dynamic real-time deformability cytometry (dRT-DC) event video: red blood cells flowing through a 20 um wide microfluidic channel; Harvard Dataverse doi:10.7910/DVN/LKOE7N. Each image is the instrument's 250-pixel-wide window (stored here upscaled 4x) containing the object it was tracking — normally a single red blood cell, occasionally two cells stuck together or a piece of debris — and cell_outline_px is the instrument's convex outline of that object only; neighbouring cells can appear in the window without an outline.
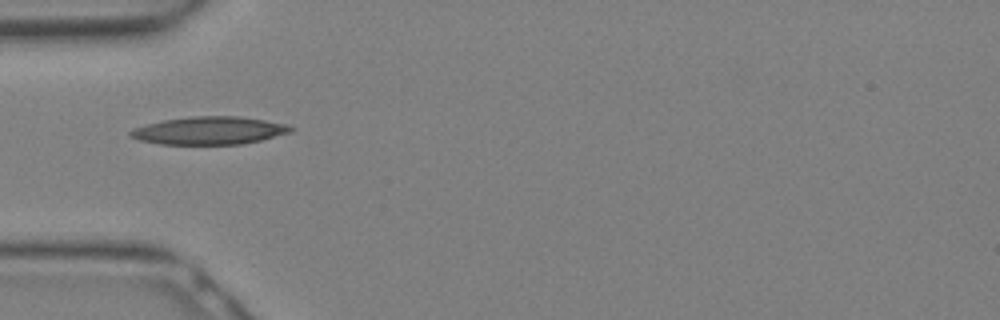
{"species": "Egyptian fruit bat (a non-hibernating species)", "species_latin": "Rousettus aegyptiacus", "temperature_condition": "warm", "stored_images_in_passage": 4, "camera_frame_rate_fps": 3000, "um_per_image_px": 0.085, "animal": {"sex": "female"}, "frame": {"image": 1, "passage_image": 1, "time_ms": 0.0, "image_size_px": [1000, 320], "cell_outline_px": [[296, 128], [292, 132], [244, 144], [160, 144], [136, 140], [128, 136], [128, 132], [132, 128], [164, 120], [192, 116], [240, 116], [288, 124]], "centroid_in_image_um": [17.79, 11.1], "position_along_channel_um": 67.2, "area_um2": 26.18}}
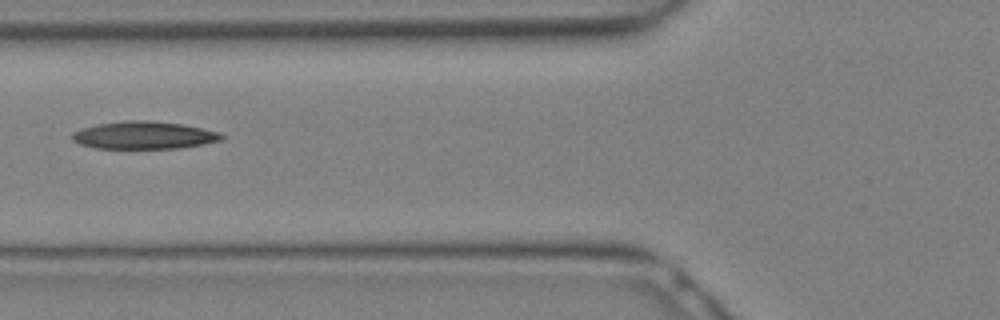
{"frame": {"image": 2, "passage_image": 3, "time_ms": 0.667, "image_size_px": [1000, 320], "cell_outline_px": [[224, 140], [204, 144], [180, 148], [96, 148], [80, 144], [72, 140], [72, 132], [80, 128], [96, 124], [124, 120], [148, 120], [184, 124], [220, 132], [224, 136]], "centroid_in_image_um": [12.25, 11.48], "position_along_channel_um": 113.6, "area_um2": 24.28}}